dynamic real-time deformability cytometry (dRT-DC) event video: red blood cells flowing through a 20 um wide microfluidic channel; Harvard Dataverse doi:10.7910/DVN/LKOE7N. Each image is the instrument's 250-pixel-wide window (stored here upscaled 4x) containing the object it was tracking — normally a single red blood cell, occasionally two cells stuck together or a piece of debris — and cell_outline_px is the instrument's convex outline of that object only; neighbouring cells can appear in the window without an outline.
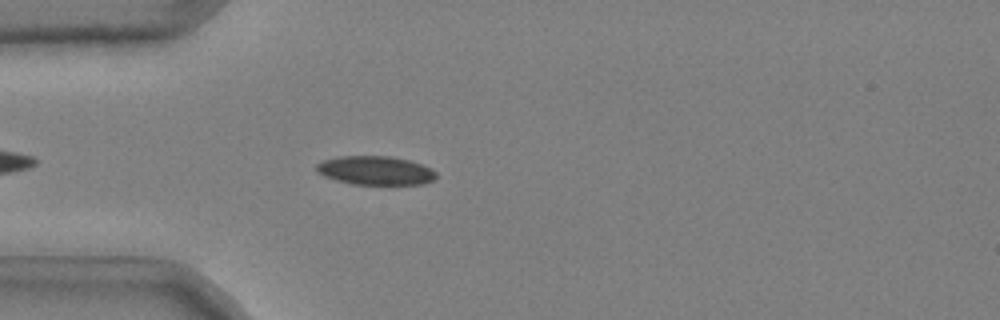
{"species": "common noctule bat (a hibernating species)", "species_latin": "Nyctalus noctula", "temperature_condition": "cold", "stored_images_in_passage": 21, "camera_frame_rate_fps": 3000, "um_per_image_px": 0.085, "animal": {"sex": "male", "body_mass_g": 20.4}, "frame": {"image": 1, "passage_image": 6, "time_ms": 1.667, "image_size_px": [1000, 320], "cell_outline_px": [[436, 176], [432, 180], [424, 184], [352, 184], [336, 180], [324, 176], [316, 172], [316, 164], [324, 160], [340, 156], [392, 156], [408, 160], [432, 168], [436, 172]], "centroid_in_image_um": [31.9, 14.49], "position_along_channel_um": 53.1, "area_um2": 20.06}}
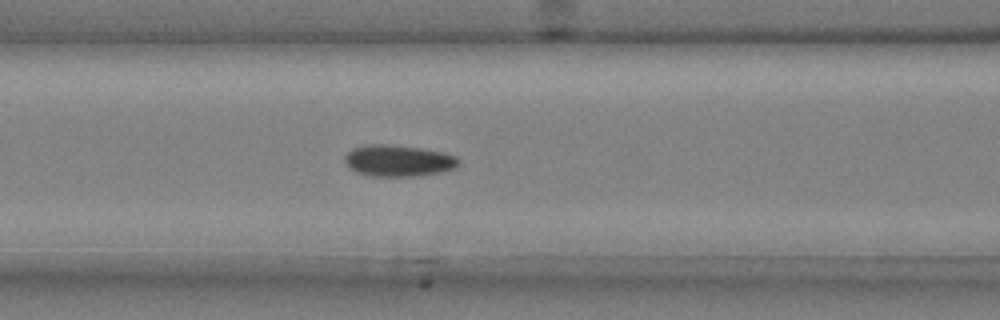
{"frame": {"image": 2, "passage_image": 13, "time_ms": 4.0, "image_size_px": [1000, 320], "cell_outline_px": [[460, 164], [456, 168], [440, 172], [412, 176], [372, 176], [356, 172], [348, 168], [344, 160], [344, 156], [352, 148], [368, 144], [388, 144], [420, 148], [444, 152], [456, 156], [460, 160]], "centroid_in_image_um": [33.85, 13.65], "position_along_channel_um": 132.7, "area_um2": 21.04}}
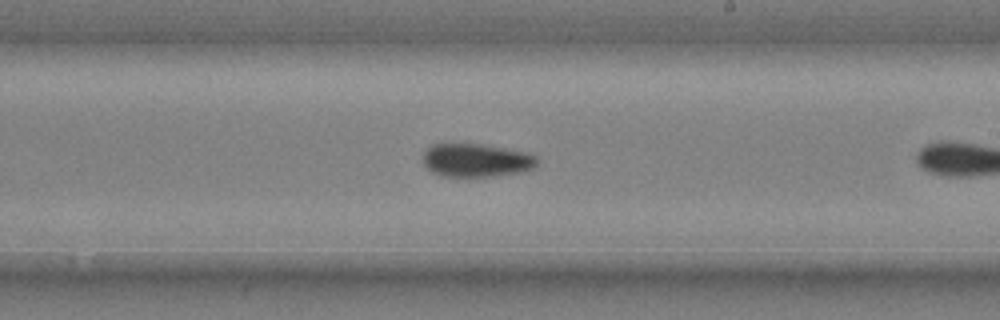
{"frame": {"image": 3, "passage_image": 19, "time_ms": 6.0, "image_size_px": [1000, 320], "cell_outline_px": [[540, 160], [532, 168], [520, 172], [492, 176], [440, 176], [432, 172], [424, 164], [424, 152], [432, 144], [480, 144], [528, 152], [536, 156]], "centroid_in_image_um": [40.5, 13.62], "position_along_channel_um": 248.5, "area_um2": 22.02}}